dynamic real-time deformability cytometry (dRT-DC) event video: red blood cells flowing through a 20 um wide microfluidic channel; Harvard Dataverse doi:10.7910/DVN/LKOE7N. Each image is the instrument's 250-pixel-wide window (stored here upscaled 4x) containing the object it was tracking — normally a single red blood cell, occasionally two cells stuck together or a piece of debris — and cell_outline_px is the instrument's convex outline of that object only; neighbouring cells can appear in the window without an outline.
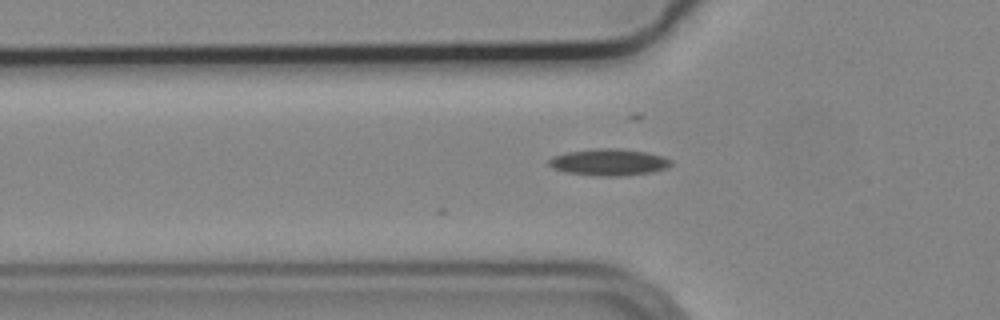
{"species": "common noctule bat (a hibernating species)", "species_latin": "Nyctalus noctula", "temperature_condition": "cold", "stored_images_in_passage": 2, "camera_frame_rate_fps": 3000, "um_per_image_px": 0.085, "animal": {"sex": "male", "body_mass_g": 19.2, "forearm_length_mm": 51.8}, "frame": {"image": 1, "passage_image": 2, "time_ms": 0.333, "image_size_px": [1000, 320], "cell_outline_px": [[672, 164], [664, 168], [652, 172], [620, 176], [600, 176], [564, 172], [552, 168], [548, 164], [548, 160], [552, 156], [568, 152], [596, 148], [620, 148], [644, 152], [664, 156], [672, 160]], "centroid_in_image_um": [51.73, 13.78], "position_along_channel_um": 74.1, "area_um2": 19.02}}